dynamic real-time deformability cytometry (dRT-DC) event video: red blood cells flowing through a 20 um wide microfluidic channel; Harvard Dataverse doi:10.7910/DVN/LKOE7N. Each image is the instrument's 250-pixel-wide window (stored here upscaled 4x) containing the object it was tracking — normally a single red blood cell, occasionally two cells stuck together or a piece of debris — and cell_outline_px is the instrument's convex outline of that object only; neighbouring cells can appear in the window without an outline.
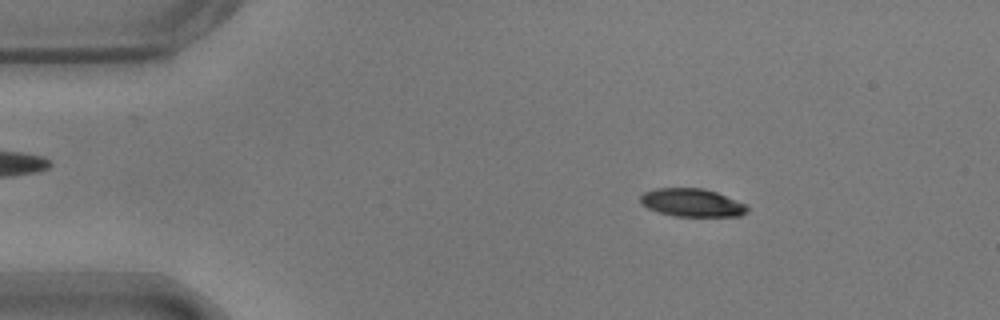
{"species": "common noctule bat (a hibernating species)", "species_latin": "Nyctalus noctula", "temperature_condition": "warm", "stored_images_in_passage": 54, "camera_frame_rate_fps": 3000, "um_per_image_px": 0.085, "animal": {"sex": "male", "body_mass_g": 17.9}, "frame": {"image": 1, "passage_image": 8, "time_ms": 2.333, "image_size_px": [1000, 320], "cell_outline_px": [[748, 212], [740, 216], [676, 216], [660, 212], [648, 208], [640, 204], [640, 196], [644, 192], [656, 188], [704, 188], [716, 192], [748, 204]], "centroid_in_image_um": [58.84, 17.22], "position_along_channel_um": 26.2, "area_um2": 17.57}}
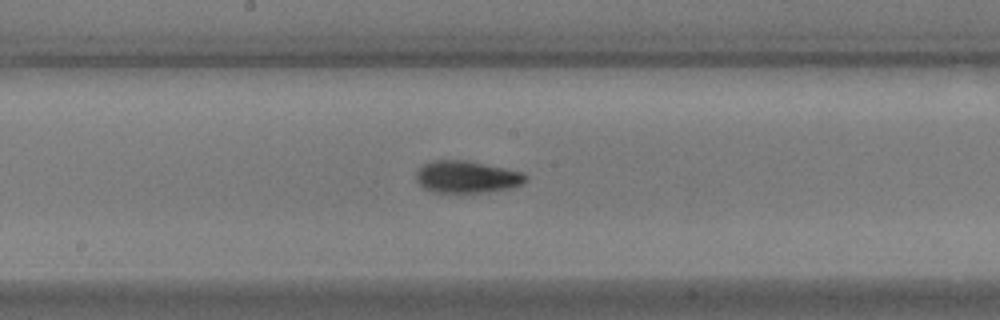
{"frame": {"image": 2, "passage_image": 28, "time_ms": 9.0, "image_size_px": [1000, 320], "cell_outline_px": [[528, 180], [512, 188], [484, 192], [432, 192], [424, 188], [416, 180], [416, 168], [432, 160], [468, 160], [524, 172], [528, 176]], "centroid_in_image_um": [39.68, 15.02], "position_along_channel_um": 208.5, "area_um2": 20.69}}
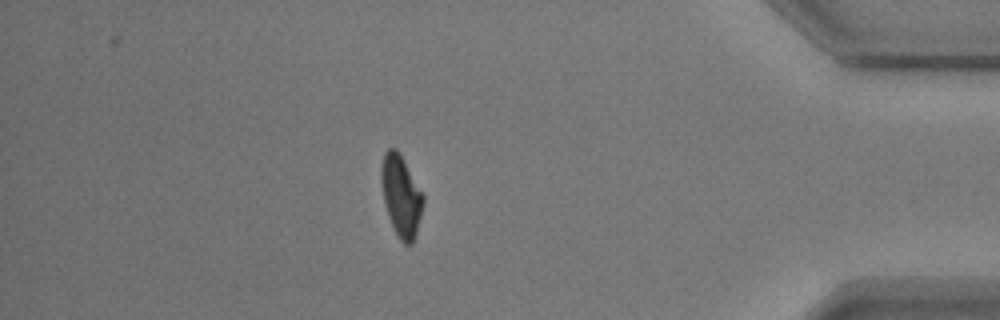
{"frame": {"image": 3, "passage_image": 47, "time_ms": 15.333, "image_size_px": [1000, 320], "cell_outline_px": [[424, 204], [416, 232], [412, 244], [404, 244], [396, 236], [392, 228], [388, 216], [380, 184], [380, 168], [384, 152], [388, 148], [396, 148], [400, 152], [424, 196]], "centroid_in_image_um": [34.07, 16.63], "position_along_channel_um": 401.1, "area_um2": 20.11}, "authors_computed_cell_mechanics": {"area_um2": 19.7965, "velocity_mm_per_s": 3.6752, "shape_relaxation_time_tau1_ms": 2.7922, "shape_relaxation_time_tau2_ms": 1.398, "deformation_change_tau1": 0.1676, "deformation_change_tau2": 0.0684}}